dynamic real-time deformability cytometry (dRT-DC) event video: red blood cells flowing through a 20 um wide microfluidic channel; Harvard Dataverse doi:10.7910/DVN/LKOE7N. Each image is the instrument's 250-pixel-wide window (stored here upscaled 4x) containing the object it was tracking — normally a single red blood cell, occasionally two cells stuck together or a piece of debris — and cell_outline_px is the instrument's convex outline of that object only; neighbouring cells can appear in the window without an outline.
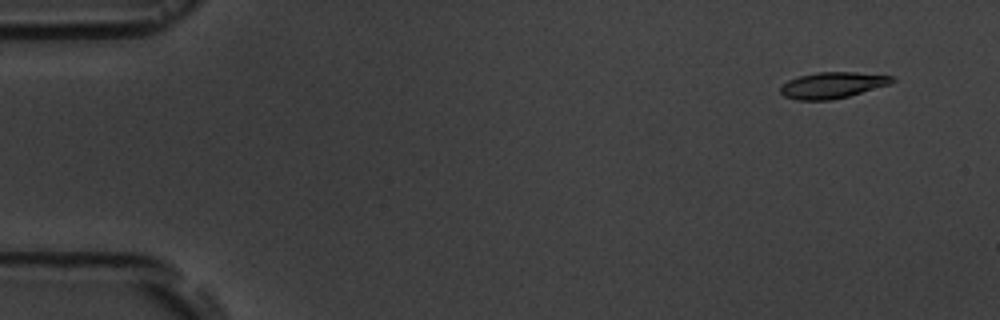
{"species": "common noctule bat (a hibernating species)", "species_latin": "Nyctalus noctula", "temperature_condition": "room temperature", "stored_images_in_passage": 5, "camera_frame_rate_fps": 3000, "um_per_image_px": 0.085, "animal": {"sex": "male", "body_mass_g": 19.5, "forearm_length_mm": 54.6}, "frame": {"image": 1, "passage_image": 1, "time_ms": 0.0, "image_size_px": [1000, 320], "cell_outline_px": [[896, 80], [888, 84], [848, 96], [832, 100], [796, 100], [784, 96], [780, 92], [780, 88], [788, 80], [800, 76], [816, 72], [856, 72], [892, 76]], "centroid_in_image_um": [70.72, 7.24], "position_along_channel_um": 14.3, "area_um2": 16.82}}
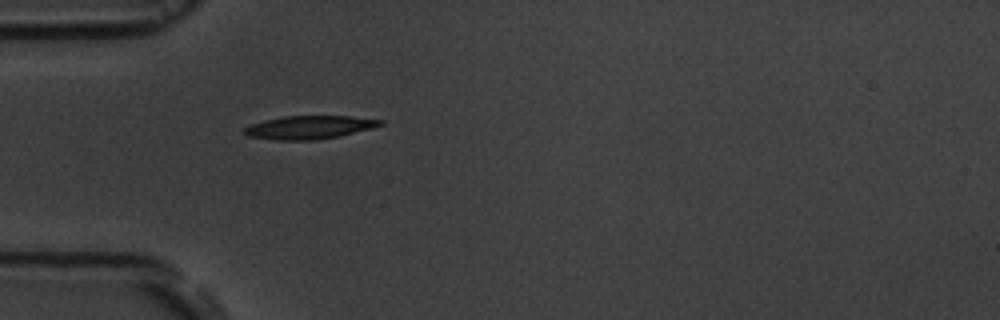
{"frame": {"image": 2, "passage_image": 5, "time_ms": 4.333, "image_size_px": [1000, 320], "cell_outline_px": [[384, 124], [372, 128], [340, 136], [316, 140], [276, 140], [248, 136], [244, 132], [244, 128], [252, 124], [264, 120], [284, 116], [352, 116], [384, 120]], "centroid_in_image_um": [26.32, 10.82], "position_along_channel_um": 58.7, "area_um2": 18.44}}